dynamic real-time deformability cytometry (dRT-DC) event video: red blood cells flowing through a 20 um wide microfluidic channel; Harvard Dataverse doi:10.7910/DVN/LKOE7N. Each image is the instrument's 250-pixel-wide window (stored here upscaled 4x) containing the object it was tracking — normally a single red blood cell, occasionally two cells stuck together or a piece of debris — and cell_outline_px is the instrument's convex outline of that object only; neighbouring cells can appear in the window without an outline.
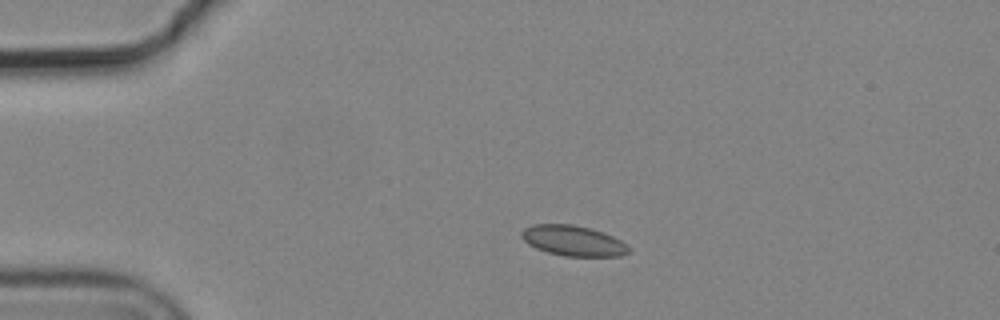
{"species": "common noctule bat (a hibernating species)", "species_latin": "Nyctalus noctula", "temperature_condition": "cold", "stored_images_in_passage": 2, "camera_frame_rate_fps": 3000, "um_per_image_px": 0.085, "animal": {"sex": "male", "body_mass_g": 19.2, "forearm_length_mm": 51.8}, "frame": {"image": 1, "passage_image": 2, "time_ms": 0.333, "image_size_px": [1000, 320], "cell_outline_px": [[632, 252], [620, 256], [564, 256], [548, 252], [536, 248], [528, 244], [520, 236], [520, 232], [524, 228], [532, 224], [572, 224], [604, 232], [620, 240], [632, 248]], "centroid_in_image_um": [48.73, 20.46], "position_along_channel_um": 36.3, "area_um2": 19.13}}